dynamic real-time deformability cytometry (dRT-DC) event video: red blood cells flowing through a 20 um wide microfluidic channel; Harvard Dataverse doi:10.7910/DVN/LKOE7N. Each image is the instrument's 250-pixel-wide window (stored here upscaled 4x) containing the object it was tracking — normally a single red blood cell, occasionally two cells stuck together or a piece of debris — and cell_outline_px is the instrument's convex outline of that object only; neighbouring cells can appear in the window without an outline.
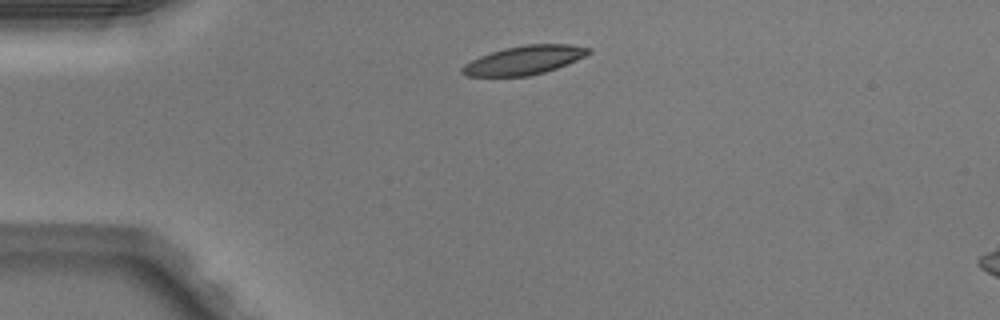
{"species": "Egyptian fruit bat (a non-hibernating species)", "species_latin": "Rousettus aegyptiacus", "temperature_condition": "warm", "stored_images_in_passage": 39, "camera_frame_rate_fps": 3000, "um_per_image_px": 0.085, "animal": {"sex": "male"}, "frame": {"image": 1, "passage_image": 1, "time_ms": 0.0, "image_size_px": [1000, 320], "cell_outline_px": [[592, 52], [576, 60], [556, 68], [544, 72], [528, 76], [468, 76], [460, 72], [460, 68], [464, 64], [480, 56], [504, 48], [524, 44], [568, 44], [588, 48]], "centroid_in_image_um": [44.52, 5.11], "position_along_channel_um": 40.5, "area_um2": 20.98}}
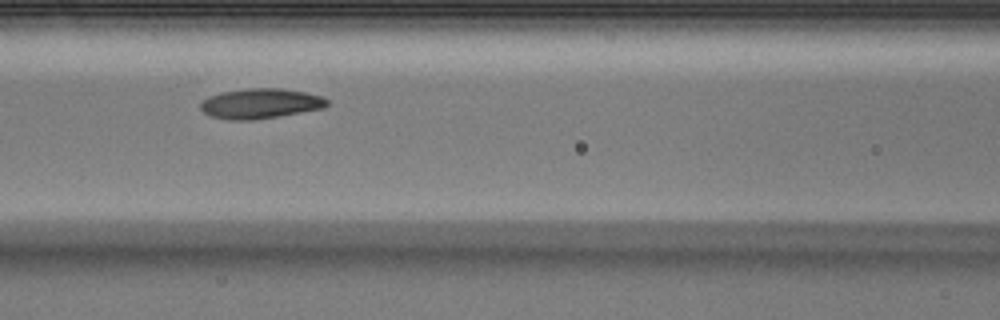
{"frame": {"image": 2, "passage_image": 11, "time_ms": 3.333, "image_size_px": [1000, 320], "cell_outline_px": [[328, 104], [324, 108], [256, 120], [228, 120], [212, 116], [204, 112], [200, 108], [200, 104], [208, 96], [220, 92], [248, 88], [280, 88], [304, 92], [324, 96], [328, 100]], "centroid_in_image_um": [22.14, 8.8], "position_along_channel_um": 144.5, "area_um2": 22.25}}
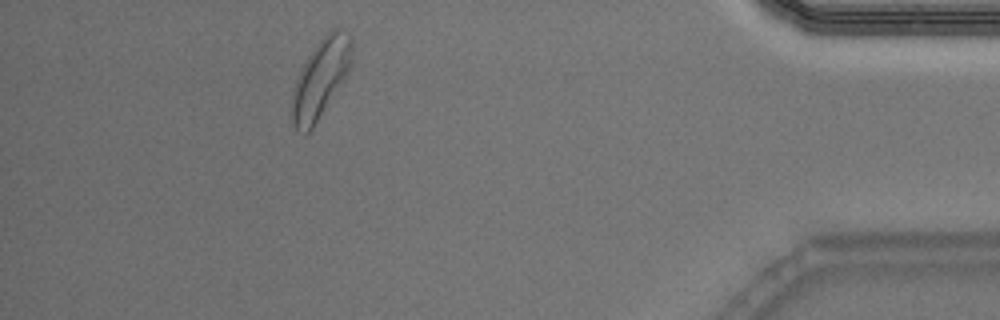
{"frame": {"image": 3, "passage_image": 34, "time_ms": 11.0, "image_size_px": [1000, 320], "cell_outline_px": [[352, 60], [344, 76], [312, 128], [308, 132], [304, 132], [296, 128], [292, 124], [292, 88], [300, 68], [316, 44], [332, 28], [340, 28], [348, 32], [352, 36]], "centroid_in_image_um": [27.23, 6.59], "position_along_channel_um": 408.0, "area_um2": 26.76}, "authors_computed_cell_mechanics": {"area_um2": 22.253, "velocity_mm_per_s": 4.0641, "shape_relaxation_time_tau1_ms": 2.9366, "shape_relaxation_time_tau2_ms": 4.2968, "deformation_change_tau1": 0.1288, "deformation_change_tau2": 0.1103}}